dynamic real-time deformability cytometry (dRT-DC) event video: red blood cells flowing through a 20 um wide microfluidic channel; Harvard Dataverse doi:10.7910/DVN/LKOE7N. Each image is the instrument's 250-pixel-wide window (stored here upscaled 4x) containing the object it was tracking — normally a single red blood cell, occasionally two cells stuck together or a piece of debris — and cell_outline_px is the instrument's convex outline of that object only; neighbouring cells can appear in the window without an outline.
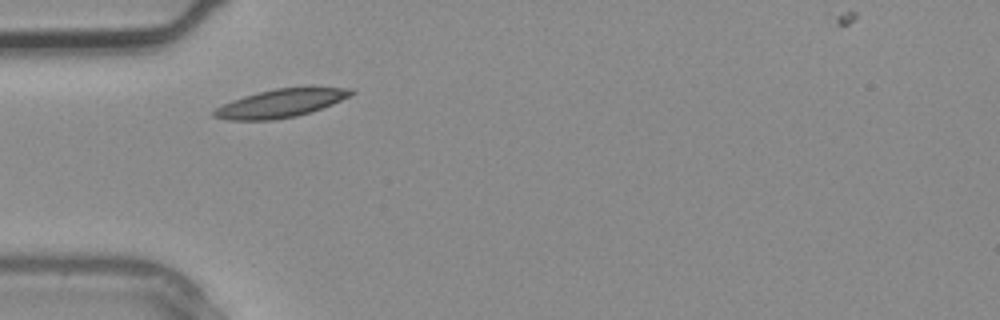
{"species": "common noctule bat (a hibernating species)", "species_latin": "Nyctalus noctula", "temperature_condition": "warm", "stored_images_in_passage": 3, "camera_frame_rate_fps": 3000, "um_per_image_px": 0.085, "animal": {"sex": "male", "body_mass_g": 20.4}, "frame": {"image": 1, "passage_image": 3, "time_ms": 0.667, "image_size_px": [1000, 320], "cell_outline_px": [[356, 92], [352, 96], [312, 112], [296, 116], [272, 120], [228, 120], [212, 116], [212, 112], [216, 108], [232, 100], [244, 96], [276, 88], [352, 88]], "centroid_in_image_um": [23.87, 8.79], "position_along_channel_um": 61.1, "area_um2": 22.31}}